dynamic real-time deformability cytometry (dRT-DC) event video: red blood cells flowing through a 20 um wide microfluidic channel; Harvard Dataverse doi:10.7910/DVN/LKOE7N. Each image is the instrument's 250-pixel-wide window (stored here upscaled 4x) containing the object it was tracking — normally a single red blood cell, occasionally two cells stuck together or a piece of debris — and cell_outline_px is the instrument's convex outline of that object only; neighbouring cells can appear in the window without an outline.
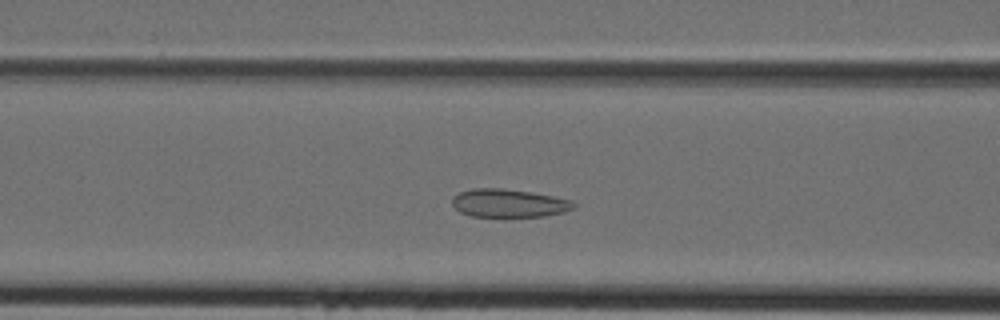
{"species": "Egyptian fruit bat (a non-hibernating species)", "species_latin": "Rousettus aegyptiacus", "temperature_condition": "cold", "stored_images_in_passage": 35, "camera_frame_rate_fps": 3000, "um_per_image_px": 0.085, "animal": {"sex": "female"}, "frame": {"image": 1, "passage_image": 11, "time_ms": 3.333, "image_size_px": [1000, 320], "cell_outline_px": [[576, 208], [564, 212], [544, 216], [472, 216], [460, 212], [452, 204], [452, 196], [460, 192], [472, 188], [504, 188], [532, 192], [572, 200], [576, 204]], "centroid_in_image_um": [43.26, 17.26], "position_along_channel_um": 123.3, "area_um2": 20.0}}
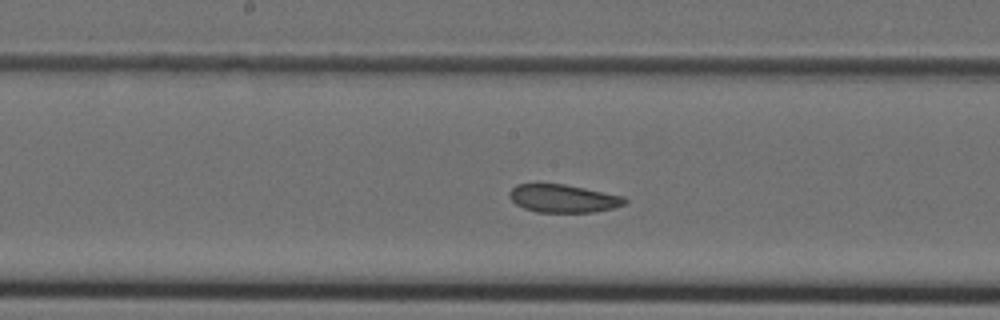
{"frame": {"image": 2, "passage_image": 16, "time_ms": 5.0, "image_size_px": [1000, 320], "cell_outline_px": [[628, 200], [624, 204], [612, 208], [596, 212], [536, 212], [524, 208], [516, 204], [508, 196], [508, 192], [516, 184], [564, 184], [624, 196]], "centroid_in_image_um": [47.86, 16.87], "position_along_channel_um": 200.3, "area_um2": 18.79}}
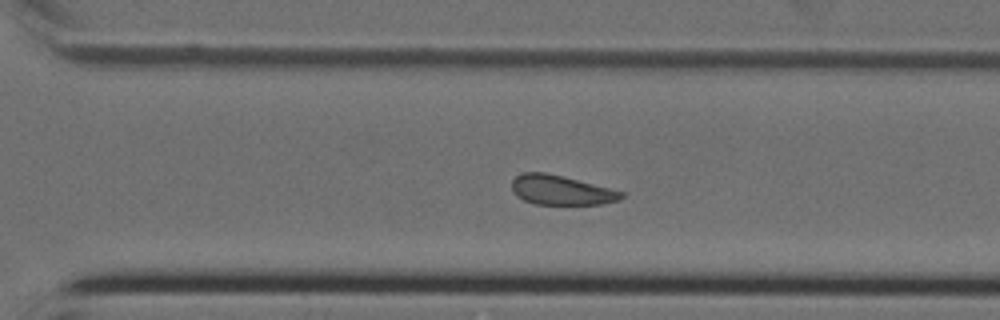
{"frame": {"image": 3, "passage_image": 24, "time_ms": 7.667, "image_size_px": [1000, 320], "cell_outline_px": [[624, 196], [620, 200], [600, 204], [536, 204], [524, 200], [516, 196], [512, 192], [512, 180], [516, 176], [524, 172], [544, 172], [564, 176], [624, 192]], "centroid_in_image_um": [47.67, 16.16], "position_along_channel_um": 322.9, "area_um2": 18.84}}